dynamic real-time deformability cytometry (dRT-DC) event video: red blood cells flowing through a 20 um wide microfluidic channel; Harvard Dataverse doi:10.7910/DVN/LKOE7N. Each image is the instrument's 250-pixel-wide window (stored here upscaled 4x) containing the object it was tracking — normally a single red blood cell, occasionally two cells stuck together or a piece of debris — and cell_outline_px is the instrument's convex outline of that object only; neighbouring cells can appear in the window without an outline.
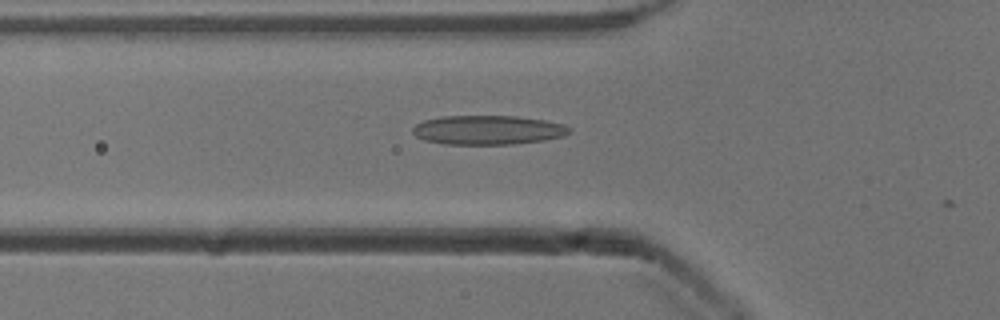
{"species": "common noctule bat (a hibernating species)", "species_latin": "Nyctalus noctula", "temperature_condition": "cold", "stored_images_in_passage": 5, "camera_frame_rate_fps": 3000, "um_per_image_px": 0.085, "animal": {"sex": "male", "body_mass_g": 13.3}, "frame": {"image": 1, "passage_image": 4, "time_ms": 1.0, "image_size_px": [1000, 320], "cell_outline_px": [[572, 132], [564, 136], [544, 140], [512, 144], [444, 144], [424, 140], [416, 136], [412, 132], [412, 128], [416, 124], [424, 120], [440, 116], [516, 116], [544, 120], [564, 124], [572, 128]], "centroid_in_image_um": [41.48, 11.05], "position_along_channel_um": 84.3, "area_um2": 26.82}}